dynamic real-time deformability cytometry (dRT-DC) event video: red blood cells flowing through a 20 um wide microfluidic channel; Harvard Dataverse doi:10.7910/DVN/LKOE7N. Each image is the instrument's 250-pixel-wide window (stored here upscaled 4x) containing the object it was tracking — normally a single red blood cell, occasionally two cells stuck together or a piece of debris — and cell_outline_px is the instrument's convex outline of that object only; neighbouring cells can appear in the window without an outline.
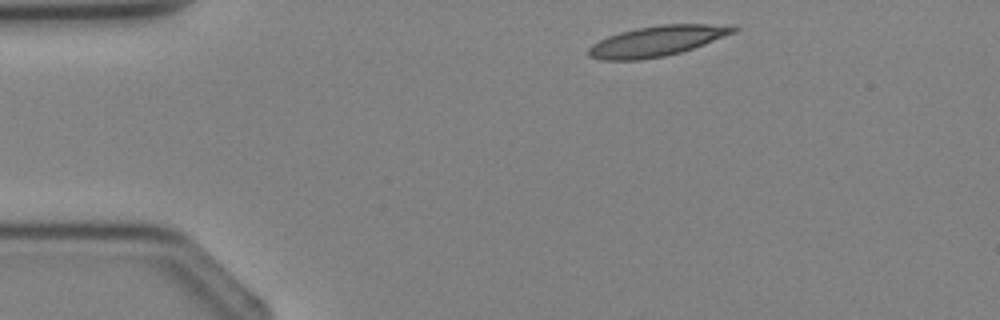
{"species": "Egyptian fruit bat (a non-hibernating species)", "species_latin": "Rousettus aegyptiacus", "temperature_condition": "cold", "stored_images_in_passage": 2, "camera_frame_rate_fps": 3000, "um_per_image_px": 0.085, "animal": {"sex": "female"}, "frame": {"image": 1, "passage_image": 1, "time_ms": 0.0, "image_size_px": [1000, 320], "cell_outline_px": [[740, 28], [736, 32], [704, 44], [680, 52], [664, 56], [640, 60], [600, 60], [588, 56], [588, 48], [592, 44], [608, 36], [620, 32], [636, 28], [660, 24], [736, 24]], "centroid_in_image_um": [55.88, 3.47], "position_along_channel_um": 29.1, "area_um2": 25.84}}